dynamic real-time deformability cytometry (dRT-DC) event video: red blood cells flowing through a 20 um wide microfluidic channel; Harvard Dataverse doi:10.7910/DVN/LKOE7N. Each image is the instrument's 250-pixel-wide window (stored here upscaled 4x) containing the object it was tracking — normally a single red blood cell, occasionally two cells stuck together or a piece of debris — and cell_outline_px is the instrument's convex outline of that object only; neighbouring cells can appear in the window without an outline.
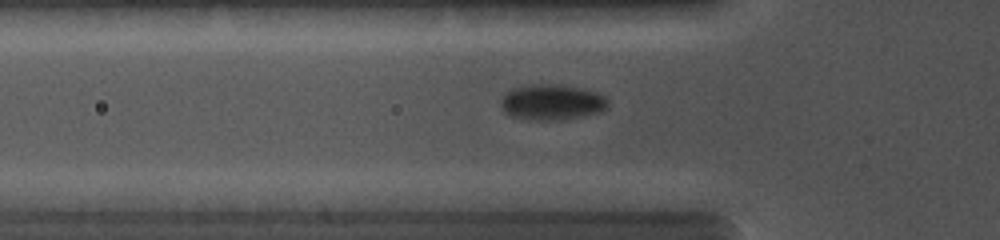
{"species": "common noctule bat (a hibernating species)", "species_latin": "Nyctalus noctula", "temperature_condition": "cold", "stored_images_in_passage": 31, "camera_frame_rate_fps": 5000, "um_per_image_px": 0.085, "animal": {"sex": "female", "body_mass_g": 19.0, "forearm_length_mm": 56.7}, "frame": {"image": 1, "passage_image": 8, "time_ms": 2.6, "image_size_px": [1000, 240], "cell_outline_px": [[608, 108], [600, 112], [564, 120], [532, 120], [508, 116], [504, 112], [500, 104], [500, 100], [512, 88], [532, 84], [560, 84], [580, 88], [596, 92], [604, 96], [608, 100]], "centroid_in_image_um": [46.9, 8.7], "position_along_channel_um": 78.9, "area_um2": 22.48}}
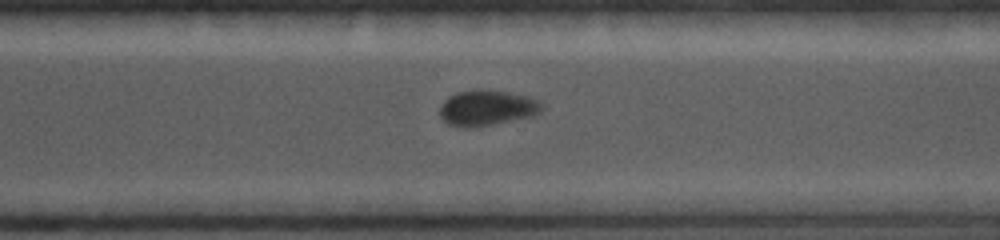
{"frame": {"image": 2, "passage_image": 23, "time_ms": 8.2, "image_size_px": [1000, 240], "cell_outline_px": [[544, 108], [540, 112], [532, 116], [476, 128], [464, 128], [448, 124], [440, 116], [440, 104], [448, 96], [456, 92], [508, 92], [528, 96], [540, 100], [544, 104]], "centroid_in_image_um": [41.41, 9.22], "position_along_channel_um": 329.2, "area_um2": 20.92}}
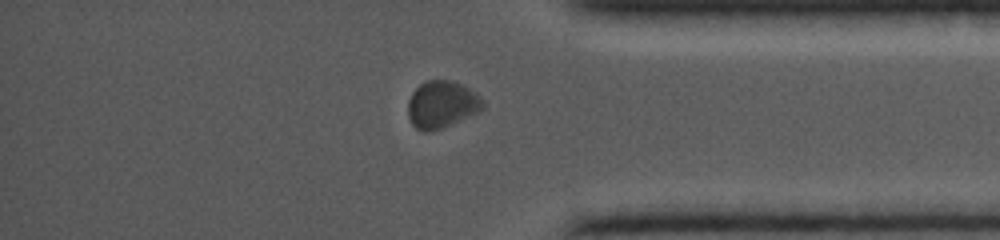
{"frame": {"image": 3, "passage_image": 27, "time_ms": 9.8, "image_size_px": [1000, 240], "cell_outline_px": [[484, 108], [476, 112], [432, 132], [424, 132], [416, 128], [412, 124], [408, 116], [408, 100], [412, 92], [420, 84], [428, 80], [452, 80], [476, 92], [484, 100]], "centroid_in_image_um": [37.53, 8.87], "position_along_channel_um": 397.7, "area_um2": 20.46}}